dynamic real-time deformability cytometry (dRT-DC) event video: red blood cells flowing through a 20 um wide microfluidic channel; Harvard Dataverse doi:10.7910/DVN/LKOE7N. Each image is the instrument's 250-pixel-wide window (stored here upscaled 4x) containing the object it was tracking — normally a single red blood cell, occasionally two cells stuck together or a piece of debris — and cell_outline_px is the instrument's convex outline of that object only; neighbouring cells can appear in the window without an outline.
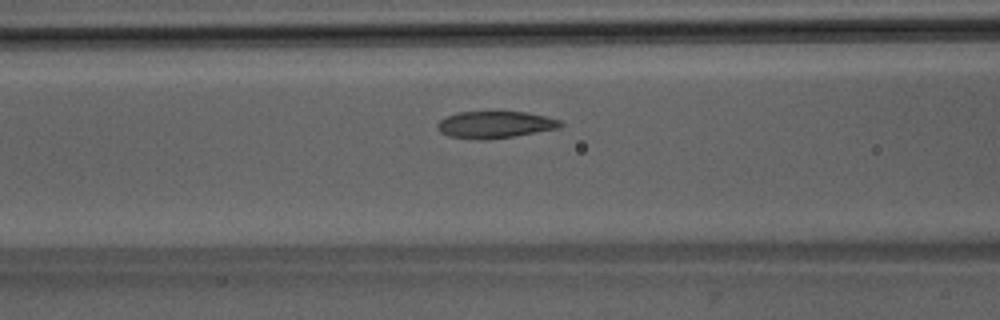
{"species": "Egyptian fruit bat (a non-hibernating species)", "species_latin": "Rousettus aegyptiacus", "temperature_condition": "room temperature", "stored_images_in_passage": 33, "camera_frame_rate_fps": 3000, "um_per_image_px": 0.085, "animal": {"sex": "male"}, "frame": {"image": 1, "passage_image": 10, "time_ms": 3.0, "image_size_px": [1000, 320], "cell_outline_px": [[564, 124], [560, 128], [488, 140], [448, 136], [440, 132], [436, 128], [436, 124], [444, 116], [456, 112], [528, 112], [560, 120]], "centroid_in_image_um": [42.04, 10.59], "position_along_channel_um": 124.6, "area_um2": 19.31}}
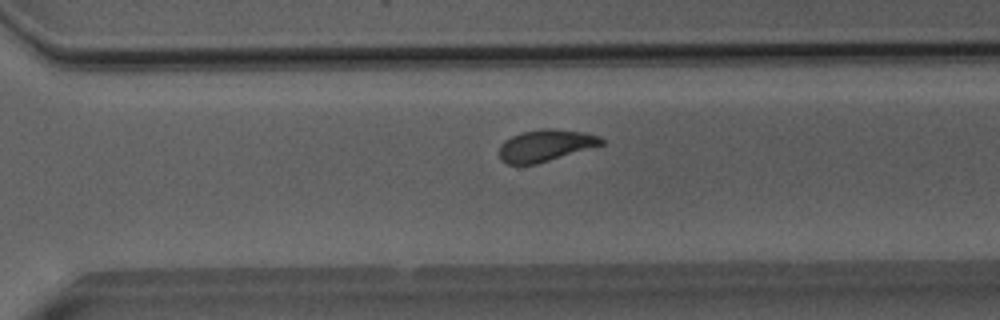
{"frame": {"image": 2, "passage_image": 25, "time_ms": 8.0, "image_size_px": [1000, 320], "cell_outline_px": [[604, 144], [536, 164], [508, 164], [500, 160], [500, 144], [504, 140], [520, 132], [540, 128], [548, 128], [584, 132], [600, 136], [604, 140]], "centroid_in_image_um": [46.35, 12.35], "position_along_channel_um": 324.2, "area_um2": 18.9}}
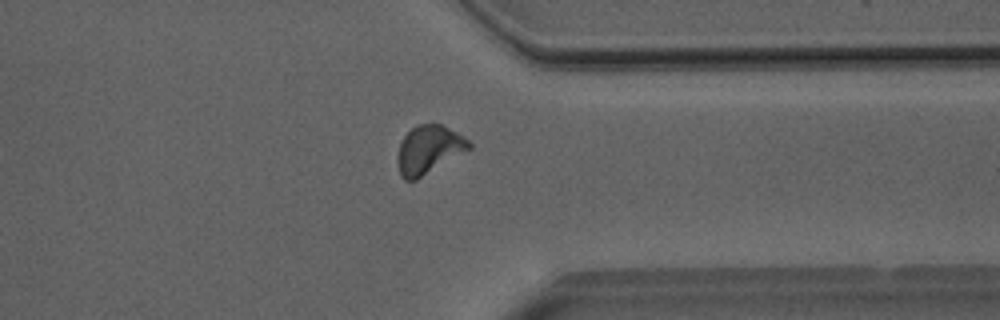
{"frame": {"image": 3, "passage_image": 29, "time_ms": 9.333, "image_size_px": [1000, 320], "cell_outline_px": [[472, 148], [416, 180], [404, 180], [400, 176], [396, 160], [396, 156], [400, 144], [404, 136], [416, 124], [440, 124], [464, 136], [472, 144]], "centroid_in_image_um": [36.43, 12.73], "position_along_channel_um": 375.0, "area_um2": 20.17}, "authors_computed_cell_mechanics": {"area_um2": 19.5364, "velocity_mm_per_s": 4.0019, "shape_relaxation_time_tau1_ms": 3.3258, "shape_relaxation_time_tau2_ms": 1.1404, "deformation_change_tau1": 0.1521, "deformation_change_tau2": 0.072}}